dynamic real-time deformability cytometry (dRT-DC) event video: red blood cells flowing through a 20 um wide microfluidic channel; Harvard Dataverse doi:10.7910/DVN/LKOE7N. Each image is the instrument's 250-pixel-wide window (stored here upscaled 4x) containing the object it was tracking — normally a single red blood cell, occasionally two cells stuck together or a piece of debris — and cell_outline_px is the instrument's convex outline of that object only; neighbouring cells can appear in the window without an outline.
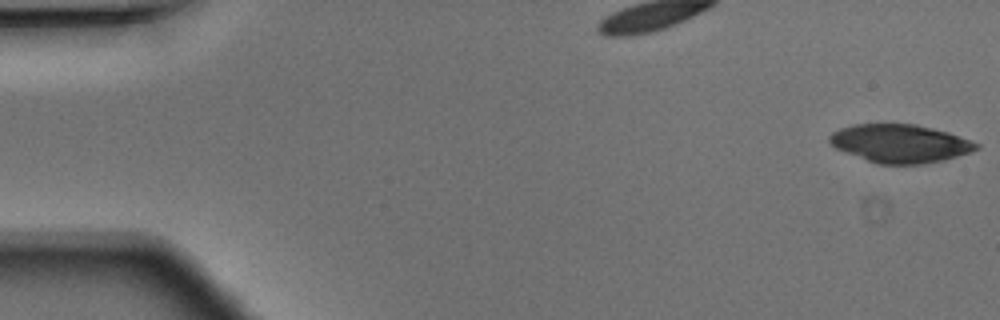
{"species": "Egyptian fruit bat (a non-hibernating species)", "species_latin": "Rousettus aegyptiacus", "temperature_condition": "warm", "stored_images_in_passage": 47, "camera_frame_rate_fps": 3000, "um_per_image_px": 0.085, "animal": {"sex": "male"}, "frame": {"image": 1, "passage_image": 1, "time_ms": 0.0, "image_size_px": [1000, 320], "cell_outline_px": [[980, 148], [944, 160], [920, 164], [880, 164], [868, 160], [836, 148], [828, 140], [828, 136], [832, 132], [840, 128], [852, 124], [916, 124], [948, 132], [980, 144]], "centroid_in_image_um": [76.49, 12.18], "position_along_channel_um": 8.5, "area_um2": 32.37}}
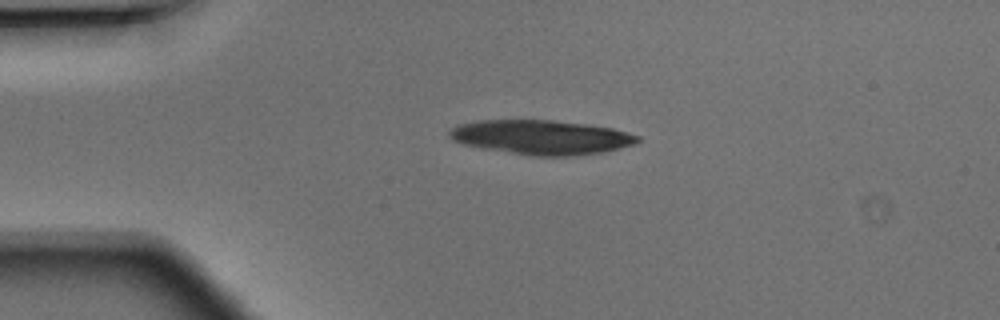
{"frame": {"image": 2, "passage_image": 11, "time_ms": 3.333, "image_size_px": [1000, 320], "cell_outline_px": [[640, 140], [636, 144], [604, 152], [572, 156], [536, 156], [484, 148], [464, 144], [452, 140], [448, 136], [448, 132], [452, 128], [460, 124], [476, 120], [552, 120], [588, 124], [612, 128], [628, 132], [640, 136]], "centroid_in_image_um": [46.05, 11.66], "position_along_channel_um": 39.0, "area_um2": 37.74}}
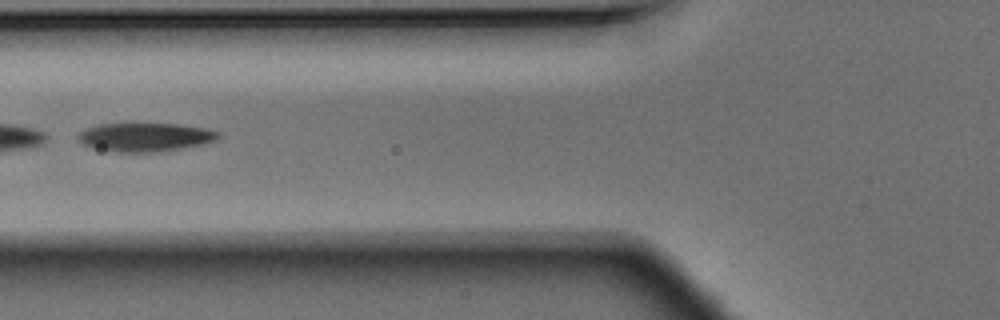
{"frame": {"image": 3, "passage_image": 19, "time_ms": 6.0, "image_size_px": [1000, 320], "cell_outline_px": [[220, 136], [216, 140], [208, 144], [160, 152], [120, 152], [92, 148], [76, 140], [76, 136], [80, 132], [88, 128], [100, 124], [124, 120], [128, 120], [180, 124], [208, 128], [220, 132]], "centroid_in_image_um": [12.36, 11.6], "position_along_channel_um": 113.4, "area_um2": 24.91}}